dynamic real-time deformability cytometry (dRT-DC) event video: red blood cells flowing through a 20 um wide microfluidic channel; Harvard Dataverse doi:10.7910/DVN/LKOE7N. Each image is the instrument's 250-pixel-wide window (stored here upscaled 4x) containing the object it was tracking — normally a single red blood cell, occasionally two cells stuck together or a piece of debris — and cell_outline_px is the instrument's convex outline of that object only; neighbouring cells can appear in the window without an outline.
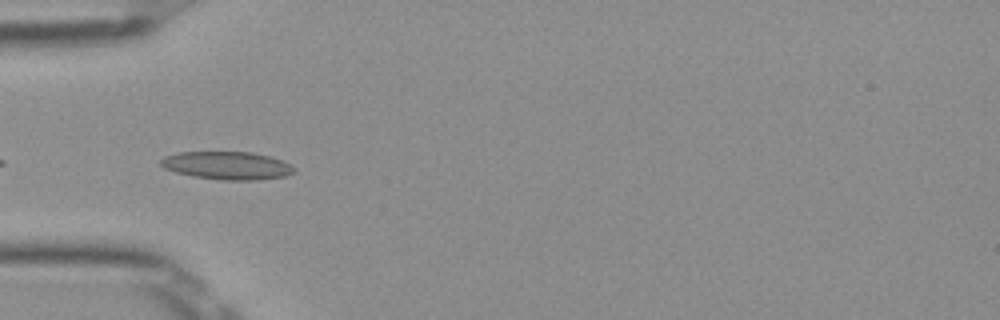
{"species": "Egyptian fruit bat (a non-hibernating species)", "species_latin": "Rousettus aegyptiacus", "temperature_condition": "room temperature", "stored_images_in_passage": 37, "camera_frame_rate_fps": 3000, "um_per_image_px": 0.085, "frame": {"image": 1, "passage_image": 2, "time_ms": 0.333, "image_size_px": [1000, 320], "cell_outline_px": [[292, 172], [284, 176], [256, 180], [220, 180], [192, 176], [176, 172], [164, 168], [160, 164], [160, 160], [164, 156], [176, 152], [252, 152], [268, 156], [280, 160], [288, 164], [292, 168]], "centroid_in_image_um": [19.21, 14.06], "position_along_channel_um": 65.8, "area_um2": 21.5}}
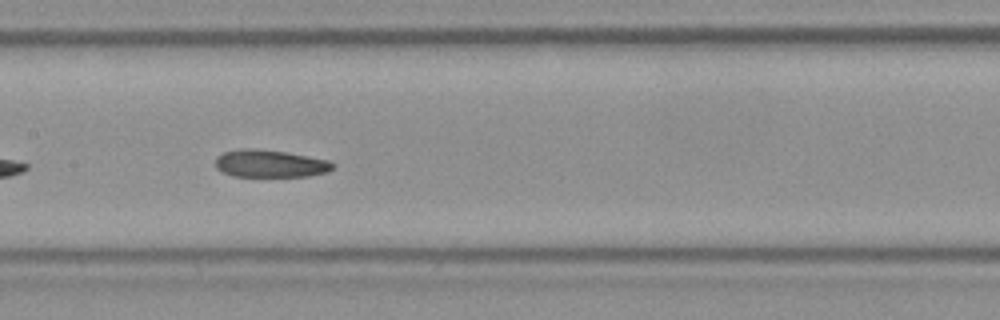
{"frame": {"image": 2, "passage_image": 11, "time_ms": 3.333, "image_size_px": [1000, 320], "cell_outline_px": [[336, 164], [328, 172], [308, 176], [232, 176], [216, 168], [216, 156], [224, 152], [240, 148], [256, 148], [288, 152], [328, 160]], "centroid_in_image_um": [22.96, 13.89], "position_along_channel_um": 184.4, "area_um2": 18.9}}
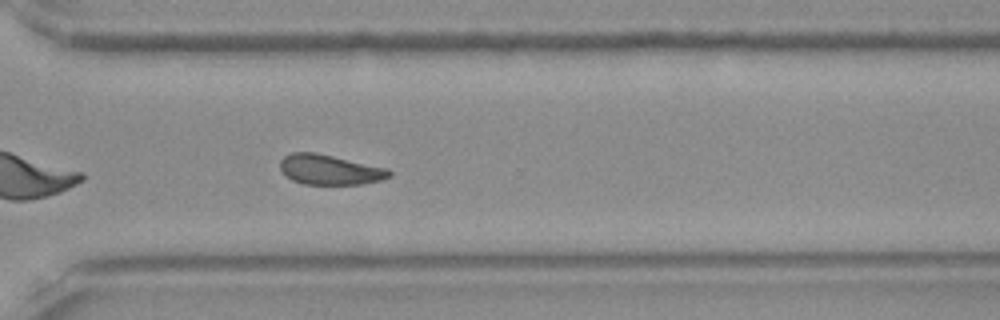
{"frame": {"image": 3, "passage_image": 23, "time_ms": 7.333, "image_size_px": [1000, 320], "cell_outline_px": [[392, 176], [380, 180], [360, 184], [304, 184], [292, 180], [284, 176], [280, 168], [280, 160], [284, 156], [292, 152], [316, 152], [388, 168], [392, 172]], "centroid_in_image_um": [28.01, 14.42], "position_along_channel_um": 342.6, "area_um2": 19.25}, "authors_computed_cell_mechanics": {"area_um2": 19.5364, "velocity_mm_per_s": 3.9592, "shape_relaxation_time_tau1_ms": null, "shape_relaxation_time_tau2_ms": 3.0915, "deformation_change_tau1": null, "deformation_change_tau2": 0.0906}}